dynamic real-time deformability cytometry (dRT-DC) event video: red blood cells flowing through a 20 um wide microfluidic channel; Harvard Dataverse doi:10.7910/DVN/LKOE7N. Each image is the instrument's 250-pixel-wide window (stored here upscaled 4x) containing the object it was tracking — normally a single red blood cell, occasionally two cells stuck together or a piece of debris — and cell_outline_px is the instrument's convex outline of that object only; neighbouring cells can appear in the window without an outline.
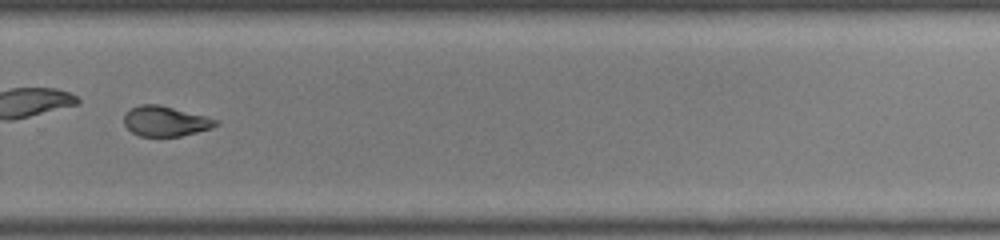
{"species": "common noctule bat (a hibernating species)", "species_latin": "Nyctalus noctula", "temperature_condition": "room temperature", "stored_images_in_passage": 49, "camera_frame_rate_fps": 3000, "um_per_image_px": 0.085, "animal": {"sex": "male", "body_mass_g": 19.0, "forearm_length_mm": 50.8}, "frame": {"image": 1, "passage_image": 35, "time_ms": 11.333, "image_size_px": [1000, 240], "cell_outline_px": [[220, 124], [212, 128], [180, 136], [140, 136], [132, 132], [124, 124], [124, 116], [132, 108], [140, 104], [160, 104], [208, 116], [220, 120]], "centroid_in_image_um": [14.12, 10.29], "position_along_channel_um": 315.7, "area_um2": 16.24}, "authors_computed_cell_mechanics": {"area_um2": 17.629, "velocity_mm_per_s": 4.1271, "shape_relaxation_time_tau1_ms": 7.0358, "shape_relaxation_time_tau2_ms": 2.6762, "deformation_change_tau1": 0.2126, "deformation_change_tau2": 0.0858}}